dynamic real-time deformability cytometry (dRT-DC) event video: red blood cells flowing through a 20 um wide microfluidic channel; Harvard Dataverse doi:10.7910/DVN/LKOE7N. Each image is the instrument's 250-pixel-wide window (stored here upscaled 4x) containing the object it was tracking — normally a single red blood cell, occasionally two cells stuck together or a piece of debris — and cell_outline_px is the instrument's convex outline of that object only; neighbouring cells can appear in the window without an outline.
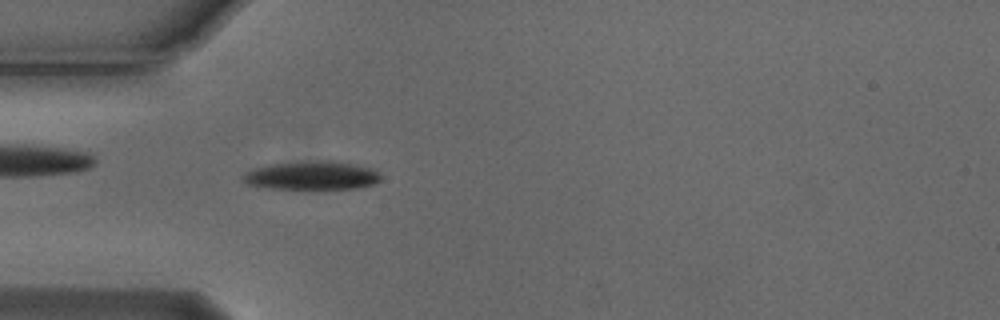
{"species": "Egyptian fruit bat (a non-hibernating species)", "species_latin": "Rousettus aegyptiacus", "temperature_condition": "cold", "stored_images_in_passage": 5, "camera_frame_rate_fps": 3000, "um_per_image_px": 0.085, "animal": {"sex": "male"}, "frame": {"image": 1, "passage_image": 5, "time_ms": 1.333, "image_size_px": [1000, 320], "cell_outline_px": [[380, 180], [372, 184], [356, 188], [324, 192], [300, 192], [272, 188], [248, 184], [244, 180], [244, 172], [252, 168], [272, 164], [324, 160], [332, 160], [372, 168], [380, 176]], "centroid_in_image_um": [26.51, 14.98], "position_along_channel_um": 58.5, "area_um2": 23.93}}